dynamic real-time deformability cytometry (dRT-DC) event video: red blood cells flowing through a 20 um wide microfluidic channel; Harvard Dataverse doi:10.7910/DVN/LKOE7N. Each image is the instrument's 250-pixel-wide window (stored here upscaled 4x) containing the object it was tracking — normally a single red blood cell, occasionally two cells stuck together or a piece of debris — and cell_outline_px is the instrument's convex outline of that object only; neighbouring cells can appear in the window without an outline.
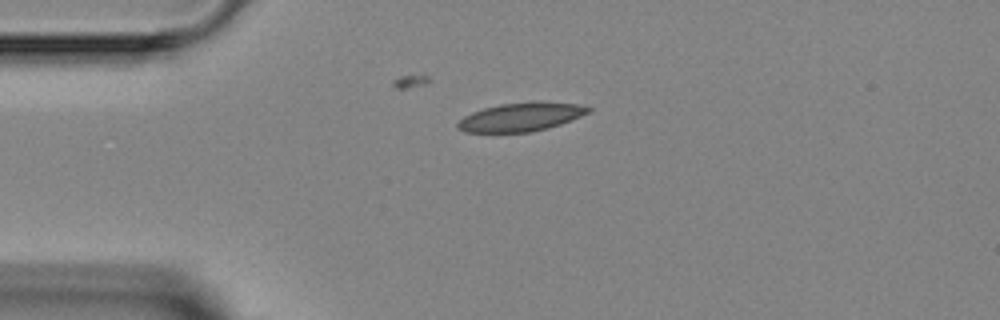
{"species": "Egyptian fruit bat (a non-hibernating species)", "species_latin": "Rousettus aegyptiacus", "temperature_condition": "room temperature", "stored_images_in_passage": 1, "camera_frame_rate_fps": 3000, "um_per_image_px": 0.085, "animal": {"sex": "female"}, "frame": {"image": 1, "passage_image": 1, "time_ms": 0.0, "image_size_px": [1000, 320], "cell_outline_px": [[592, 108], [588, 112], [580, 116], [560, 124], [548, 128], [528, 132], [464, 132], [456, 128], [456, 124], [464, 116], [472, 112], [484, 108], [500, 104], [536, 100], [544, 100], [580, 104]], "centroid_in_image_um": [44.28, 9.92], "position_along_channel_um": 40.7, "area_um2": 22.02}}